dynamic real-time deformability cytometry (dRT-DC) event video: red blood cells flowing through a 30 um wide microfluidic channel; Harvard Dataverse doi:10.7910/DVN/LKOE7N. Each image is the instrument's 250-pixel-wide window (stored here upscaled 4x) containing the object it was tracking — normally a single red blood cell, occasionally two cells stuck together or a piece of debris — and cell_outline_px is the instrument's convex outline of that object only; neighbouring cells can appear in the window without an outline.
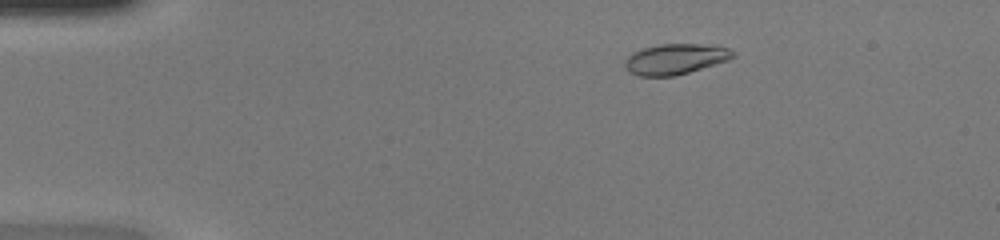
{"species": "common noctule bat (a hibernating species)", "species_latin": "Nyctalus noctula", "temperature_condition": "warm", "stored_images_in_passage": 49, "camera_frame_rate_fps": 3000, "um_per_image_px": 0.085, "animal": {"sex": "female", "body_mass_g": 20.0, "forearm_length_mm": 54.0}, "frame": {"image": 1, "passage_image": 9, "time_ms": 2.667, "image_size_px": [1000, 240], "cell_outline_px": [[736, 56], [728, 60], [676, 76], [640, 76], [632, 72], [624, 64], [624, 60], [632, 52], [644, 48], [660, 44], [700, 44], [728, 48], [736, 52]], "centroid_in_image_um": [57.42, 5.01], "position_along_channel_um": 27.6, "area_um2": 19.07}}
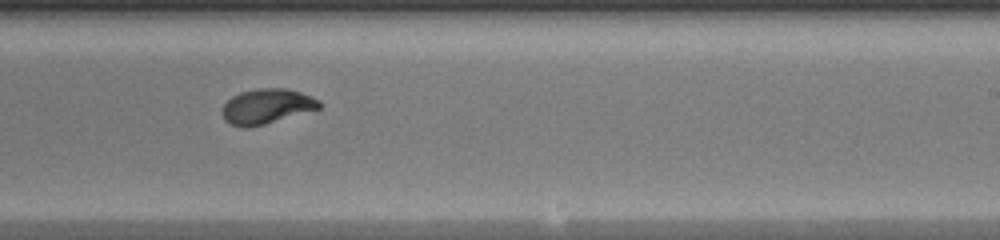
{"frame": {"image": 2, "passage_image": 31, "time_ms": 10.0, "image_size_px": [1000, 240], "cell_outline_px": [[320, 108], [264, 124], [248, 128], [244, 128], [232, 124], [224, 120], [224, 104], [232, 96], [240, 92], [260, 88], [284, 88], [300, 92], [312, 96], [320, 100]], "centroid_in_image_um": [22.68, 9.03], "position_along_channel_um": 266.3, "area_um2": 19.48}}
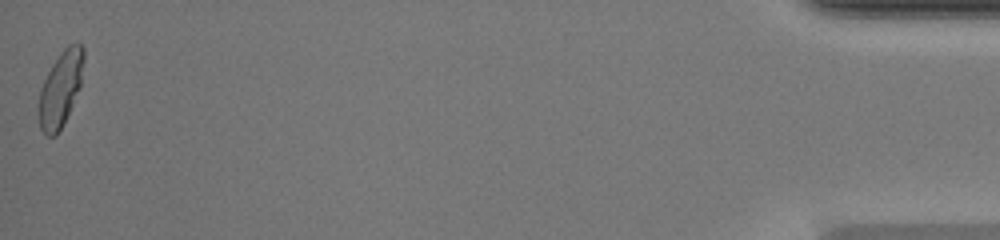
{"frame": {"image": 3, "passage_image": 49, "time_ms": 16.0, "image_size_px": [1000, 240], "cell_outline_px": [[84, 60], [80, 84], [72, 104], [56, 136], [48, 136], [40, 128], [40, 88], [52, 64], [60, 52], [68, 44], [80, 44], [84, 48]], "centroid_in_image_um": [5.16, 7.49], "position_along_channel_um": 430.0, "area_um2": 19.02}, "authors_computed_cell_mechanics": {"area_um2": 19.4208, "velocity_mm_per_s": 4.2786, "shape_relaxation_time_tau1_ms": 3.0863, "shape_relaxation_time_tau2_ms": null, "deformation_change_tau1": 0.1845, "deformation_change_tau2": null}}